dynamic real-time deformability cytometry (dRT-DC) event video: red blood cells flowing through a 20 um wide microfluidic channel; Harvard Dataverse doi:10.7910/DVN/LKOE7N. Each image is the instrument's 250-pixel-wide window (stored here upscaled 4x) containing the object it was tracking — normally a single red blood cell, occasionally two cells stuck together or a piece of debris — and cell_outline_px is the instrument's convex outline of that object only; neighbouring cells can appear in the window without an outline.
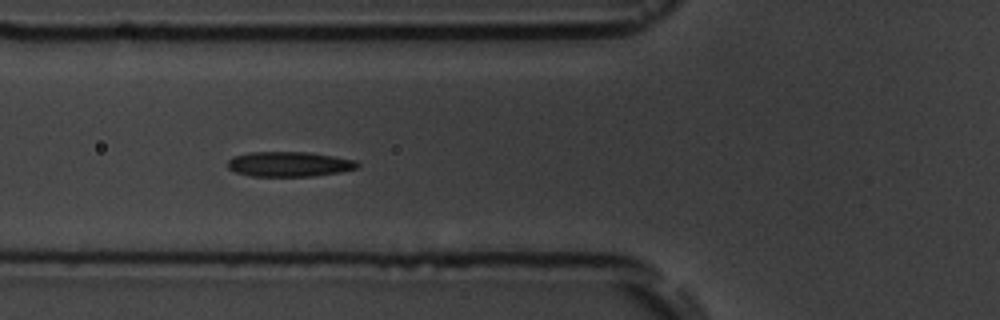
{"species": "common noctule bat (a hibernating species)", "species_latin": "Nyctalus noctula", "temperature_condition": "room temperature", "stored_images_in_passage": 9, "camera_frame_rate_fps": 3000, "um_per_image_px": 0.085, "animal": {"sex": "male", "body_mass_g": 19.5, "forearm_length_mm": 54.6}, "frame": {"image": 1, "passage_image": 6, "time_ms": 6.667, "image_size_px": [1000, 320], "cell_outline_px": [[360, 164], [356, 168], [340, 172], [312, 176], [252, 176], [236, 172], [228, 168], [228, 160], [232, 156], [248, 152], [308, 152], [356, 160]], "centroid_in_image_um": [24.56, 13.94], "position_along_channel_um": 101.2, "area_um2": 18.84}}
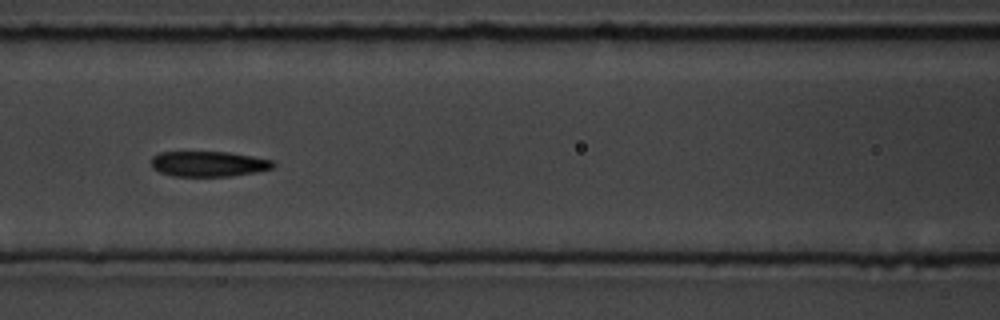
{"frame": {"image": 2, "passage_image": 7, "time_ms": 8.0, "image_size_px": [1000, 320], "cell_outline_px": [[276, 164], [272, 168], [256, 172], [232, 176], [172, 176], [160, 172], [152, 168], [152, 156], [160, 152], [228, 152], [252, 156], [272, 160]], "centroid_in_image_um": [17.72, 13.93], "position_along_channel_um": 148.9, "area_um2": 18.03}}
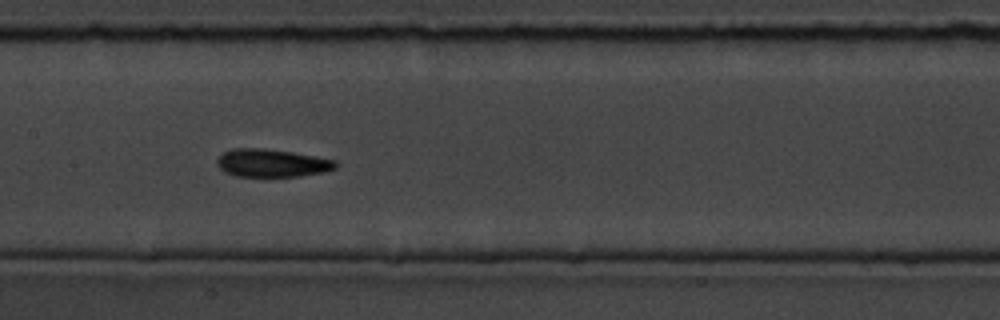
{"frame": {"image": 3, "passage_image": 8, "time_ms": 9.0, "image_size_px": [1000, 320], "cell_outline_px": [[340, 164], [336, 168], [324, 172], [300, 176], [236, 176], [224, 172], [216, 164], [216, 160], [224, 152], [232, 148], [264, 148], [292, 152], [336, 160]], "centroid_in_image_um": [23.12, 13.85], "position_along_channel_um": 184.3, "area_um2": 19.36}}